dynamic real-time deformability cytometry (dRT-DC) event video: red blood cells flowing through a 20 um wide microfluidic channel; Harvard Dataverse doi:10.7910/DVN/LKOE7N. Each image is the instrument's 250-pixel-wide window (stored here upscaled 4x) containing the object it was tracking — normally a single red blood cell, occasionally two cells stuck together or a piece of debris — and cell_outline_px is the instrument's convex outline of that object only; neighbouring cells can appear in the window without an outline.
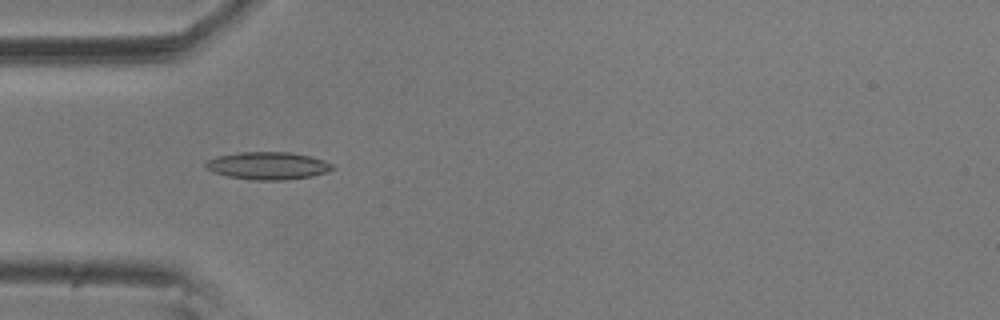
{"species": "common noctule bat (a hibernating species)", "species_latin": "Nyctalus noctula", "temperature_condition": "room temperature", "stored_images_in_passage": 5, "camera_frame_rate_fps": 3000, "um_per_image_px": 0.085, "animal": {"sex": "male", "body_mass_g": 20.5, "forearm_length_mm": 52.5}, "frame": {"image": 1, "passage_image": 4, "time_ms": 1.0, "image_size_px": [1000, 320], "cell_outline_px": [[336, 168], [328, 172], [312, 176], [284, 180], [252, 180], [228, 176], [212, 172], [204, 168], [204, 160], [216, 156], [240, 152], [292, 152], [324, 160], [332, 164]], "centroid_in_image_um": [22.73, 14.08], "position_along_channel_um": 62.3, "area_um2": 20.63}}
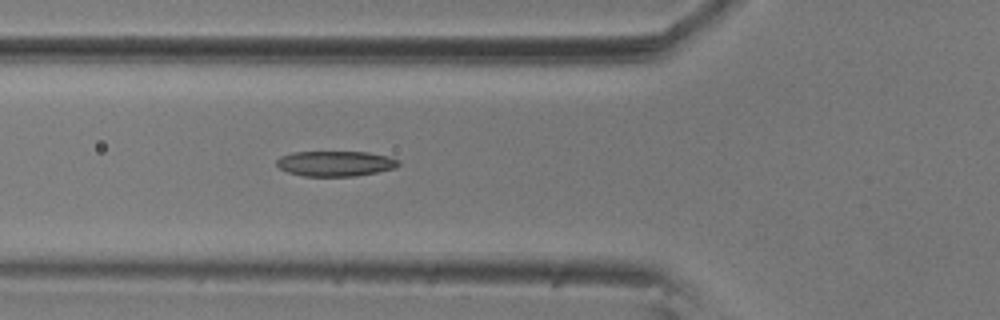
{"frame": {"image": 2, "passage_image": 5, "time_ms": 1.333, "image_size_px": [1000, 320], "cell_outline_px": [[400, 164], [396, 168], [356, 176], [304, 176], [288, 172], [280, 168], [276, 164], [276, 160], [280, 156], [292, 152], [368, 152], [388, 156], [400, 160]], "centroid_in_image_um": [28.52, 13.9], "position_along_channel_um": 97.3, "area_um2": 18.03}}